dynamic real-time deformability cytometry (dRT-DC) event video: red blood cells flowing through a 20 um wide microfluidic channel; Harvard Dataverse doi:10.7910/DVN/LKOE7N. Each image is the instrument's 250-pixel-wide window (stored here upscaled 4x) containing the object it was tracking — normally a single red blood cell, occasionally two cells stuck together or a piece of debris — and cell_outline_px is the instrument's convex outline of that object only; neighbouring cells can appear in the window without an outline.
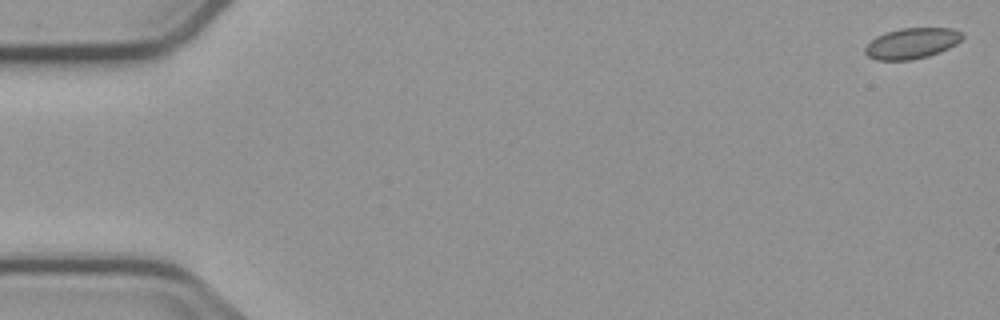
{"species": "common noctule bat (a hibernating species)", "species_latin": "Nyctalus noctula", "temperature_condition": "cold", "stored_images_in_passage": 4, "segment_of_instrument_passage": [2, 2], "camera_frame_rate_fps": 3000, "um_per_image_px": 0.085, "animal": {"sex": "male", "body_mass_g": 23.1, "forearm_length_mm": 52.7}, "frame": {"image": 1, "passage_image": 4, "time_ms": 5.0, "image_size_px": [1000, 320], "cell_outline_px": [[964, 36], [956, 44], [940, 52], [928, 56], [912, 60], [876, 60], [868, 56], [864, 52], [864, 48], [876, 36], [884, 32], [900, 28], [952, 28], [964, 32]], "centroid_in_image_um": [77.51, 3.67], "position_along_channel_um": 7.5, "area_um2": 17.57}}